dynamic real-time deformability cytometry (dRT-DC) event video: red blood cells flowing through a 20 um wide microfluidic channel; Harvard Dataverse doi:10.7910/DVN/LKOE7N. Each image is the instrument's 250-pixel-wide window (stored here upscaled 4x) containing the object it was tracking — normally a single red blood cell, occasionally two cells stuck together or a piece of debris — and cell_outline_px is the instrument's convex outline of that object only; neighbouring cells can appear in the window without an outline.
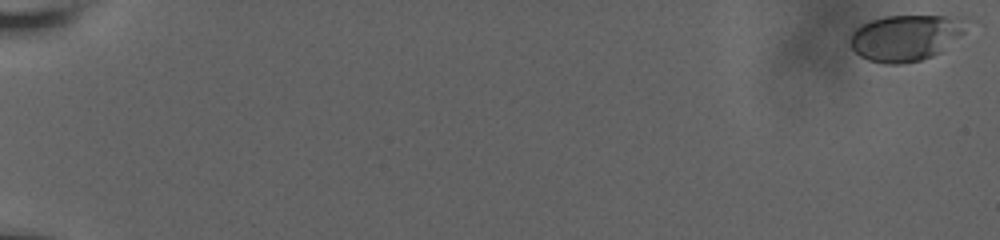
{"species": "human", "species_latin": "Homo sapiens", "temperature_condition": "room temperature", "stored_images_in_passage": 39, "camera_frame_rate_fps": 3000, "um_per_image_px": 0.085, "donor": {"sex": "male"}, "frame": {"image": 1, "passage_image": 1, "time_ms": 0.0, "image_size_px": [1000, 240], "cell_outline_px": [[964, 32], [940, 52], [932, 56], [920, 60], [900, 64], [884, 64], [868, 60], [860, 56], [852, 48], [852, 32], [856, 28], [872, 20], [884, 16], [964, 16]], "centroid_in_image_um": [76.98, 3.2], "position_along_channel_um": 8.0, "area_um2": 30.87}}